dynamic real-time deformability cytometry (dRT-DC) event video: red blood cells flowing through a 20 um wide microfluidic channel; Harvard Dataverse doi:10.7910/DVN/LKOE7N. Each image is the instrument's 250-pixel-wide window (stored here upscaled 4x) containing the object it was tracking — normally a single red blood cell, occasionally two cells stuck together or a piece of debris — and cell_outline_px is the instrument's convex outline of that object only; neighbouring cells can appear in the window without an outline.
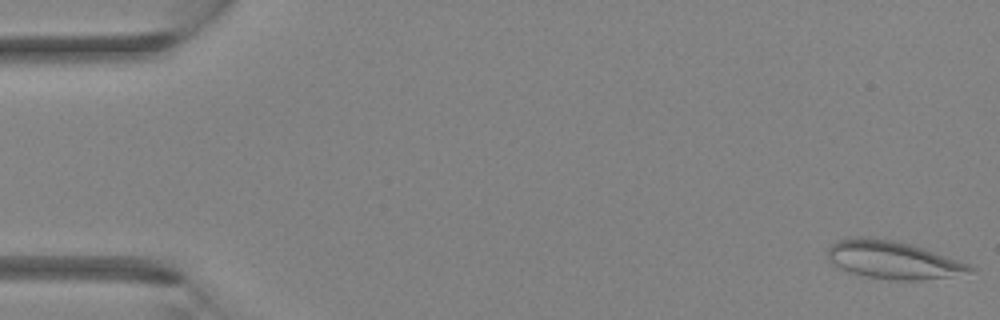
{"species": "Egyptian fruit bat (a non-hibernating species)", "species_latin": "Rousettus aegyptiacus", "temperature_condition": "room temperature", "stored_images_in_passage": 41, "camera_frame_rate_fps": 3000, "um_per_image_px": 0.085, "animal": {"sex": "female"}, "frame": {"image": 1, "passage_image": 1, "time_ms": 0.0, "image_size_px": [1000, 320], "cell_outline_px": [[976, 268], [968, 272], [948, 276], [920, 280], [896, 280], [864, 276], [840, 268], [828, 260], [828, 248], [836, 240], [896, 240], [912, 244], [924, 248], [968, 264]], "centroid_in_image_um": [75.92, 22.12], "position_along_channel_um": 9.1, "area_um2": 30.11}}
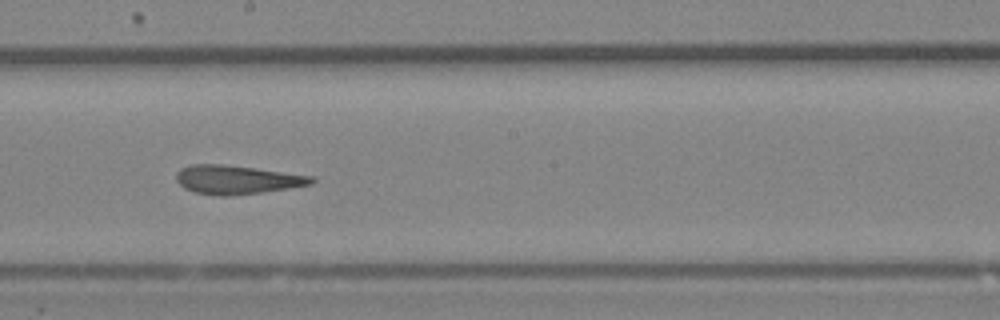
{"frame": {"image": 2, "passage_image": 23, "time_ms": 7.333, "image_size_px": [1000, 320], "cell_outline_px": [[316, 180], [312, 184], [288, 188], [260, 192], [228, 196], [216, 196], [196, 192], [184, 188], [176, 180], [176, 172], [180, 168], [192, 164], [224, 164], [256, 168], [316, 176]], "centroid_in_image_um": [20.14, 15.26], "position_along_channel_um": 228.1, "area_um2": 22.77}}
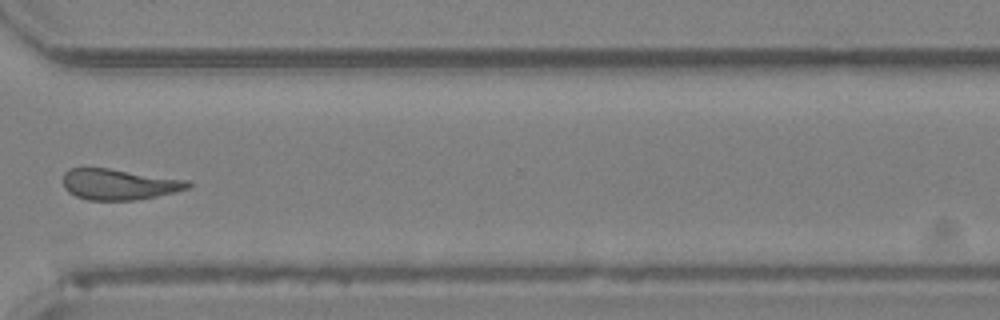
{"frame": {"image": 3, "passage_image": 31, "time_ms": 10.0, "image_size_px": [1000, 320], "cell_outline_px": [[192, 184], [188, 188], [176, 192], [136, 200], [88, 200], [76, 196], [68, 192], [64, 188], [64, 172], [72, 168], [108, 168], [188, 180]], "centroid_in_image_um": [10.12, 15.67], "position_along_channel_um": 360.5, "area_um2": 22.37}}